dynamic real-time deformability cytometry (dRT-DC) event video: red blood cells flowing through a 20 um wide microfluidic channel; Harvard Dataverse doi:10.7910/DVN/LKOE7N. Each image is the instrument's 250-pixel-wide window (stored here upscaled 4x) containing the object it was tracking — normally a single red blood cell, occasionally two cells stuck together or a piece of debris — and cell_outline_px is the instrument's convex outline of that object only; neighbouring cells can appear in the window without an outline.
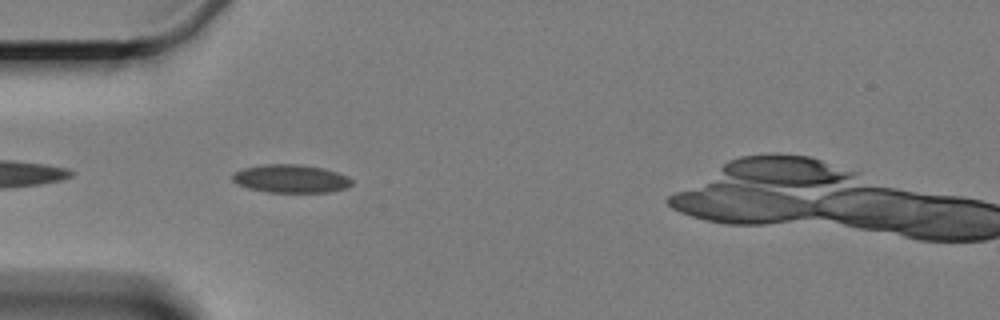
{"species": "Egyptian fruit bat (a non-hibernating species)", "species_latin": "Rousettus aegyptiacus", "temperature_condition": "cold", "stored_images_in_passage": 6, "segment_of_instrument_passage": [2, 2], "camera_frame_rate_fps": 3000, "um_per_image_px": 0.085, "animal": {"sex": "female"}, "frame": {"image": 1, "passage_image": 5, "time_ms": 5.0, "image_size_px": [1000, 320], "cell_outline_px": [[352, 184], [344, 188], [328, 192], [268, 192], [248, 188], [236, 184], [232, 180], [232, 176], [236, 172], [244, 168], [264, 164], [300, 164], [324, 168], [348, 176], [352, 180]], "centroid_in_image_um": [24.71, 15.18], "position_along_channel_um": 60.3, "area_um2": 19.54}}